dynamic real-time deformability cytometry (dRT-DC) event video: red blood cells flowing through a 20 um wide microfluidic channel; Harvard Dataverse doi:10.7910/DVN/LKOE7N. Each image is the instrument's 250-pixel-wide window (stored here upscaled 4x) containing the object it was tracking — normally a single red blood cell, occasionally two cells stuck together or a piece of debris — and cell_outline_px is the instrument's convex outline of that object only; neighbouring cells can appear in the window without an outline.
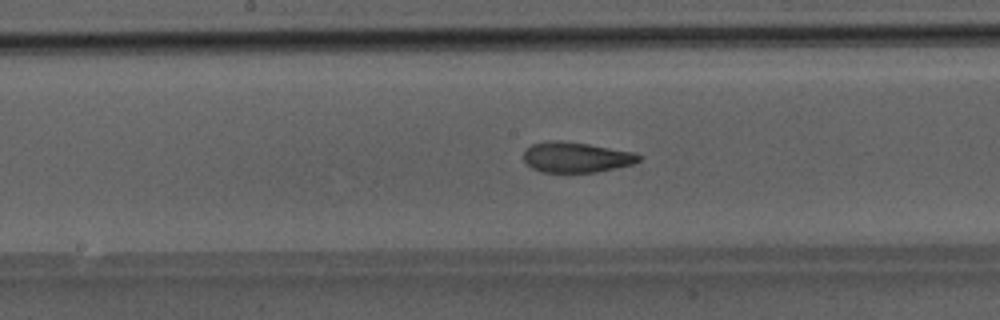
{"species": "Egyptian fruit bat (a non-hibernating species)", "species_latin": "Rousettus aegyptiacus", "temperature_condition": "room temperature", "stored_images_in_passage": 42, "camera_frame_rate_fps": 3000, "um_per_image_px": 0.085, "animal": {"sex": "male"}, "frame": {"image": 1, "passage_image": 24, "time_ms": 7.667, "image_size_px": [1000, 320], "cell_outline_px": [[644, 156], [640, 160], [632, 164], [616, 168], [596, 172], [540, 172], [532, 168], [524, 160], [524, 148], [532, 144], [548, 140], [560, 140], [588, 144], [632, 152]], "centroid_in_image_um": [48.95, 13.36], "position_along_channel_um": 199.3, "area_um2": 20.46}}
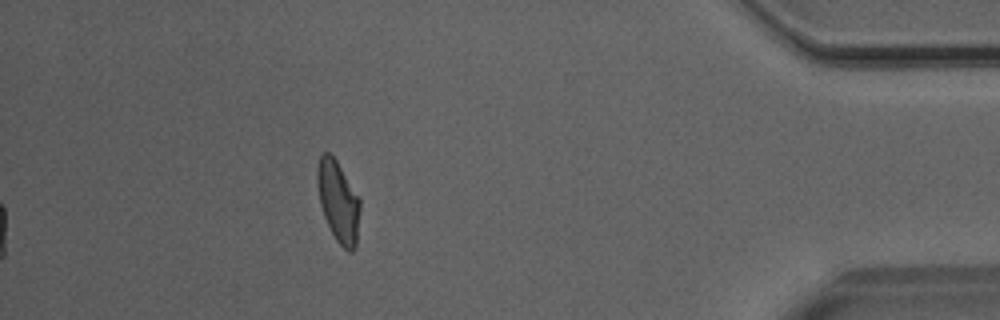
{"frame": {"image": 2, "passage_image": 42, "time_ms": 13.667, "image_size_px": [1000, 320], "cell_outline_px": [[360, 208], [356, 248], [352, 252], [348, 252], [336, 240], [324, 216], [320, 204], [316, 184], [316, 168], [320, 156], [324, 152], [328, 152], [336, 160], [360, 200]], "centroid_in_image_um": [28.74, 17.14], "position_along_channel_um": 406.5, "area_um2": 20.11}}